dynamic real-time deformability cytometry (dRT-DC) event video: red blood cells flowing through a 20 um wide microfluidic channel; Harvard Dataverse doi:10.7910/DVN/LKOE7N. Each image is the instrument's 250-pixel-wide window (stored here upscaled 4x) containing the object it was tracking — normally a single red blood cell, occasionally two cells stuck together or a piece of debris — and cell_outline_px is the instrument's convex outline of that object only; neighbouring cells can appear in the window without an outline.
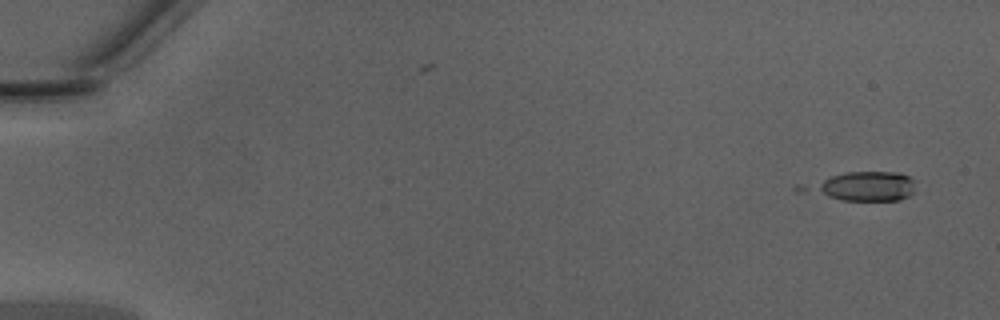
{"species": "Egyptian fruit bat (a non-hibernating species)", "species_latin": "Rousettus aegyptiacus", "temperature_condition": "warm", "stored_images_in_passage": 8, "camera_frame_rate_fps": 3000, "um_per_image_px": 0.085, "animal": {"sex": "male"}, "frame": {"image": 1, "passage_image": 1, "time_ms": 0.0, "image_size_px": [1000, 320], "cell_outline_px": [[916, 180], [912, 192], [908, 196], [900, 200], [840, 200], [796, 192], [792, 188], [796, 184], [848, 172], [896, 172], [908, 176]], "centroid_in_image_um": [73.11, 15.85], "position_along_channel_um": 11.9, "area_um2": 19.65}}